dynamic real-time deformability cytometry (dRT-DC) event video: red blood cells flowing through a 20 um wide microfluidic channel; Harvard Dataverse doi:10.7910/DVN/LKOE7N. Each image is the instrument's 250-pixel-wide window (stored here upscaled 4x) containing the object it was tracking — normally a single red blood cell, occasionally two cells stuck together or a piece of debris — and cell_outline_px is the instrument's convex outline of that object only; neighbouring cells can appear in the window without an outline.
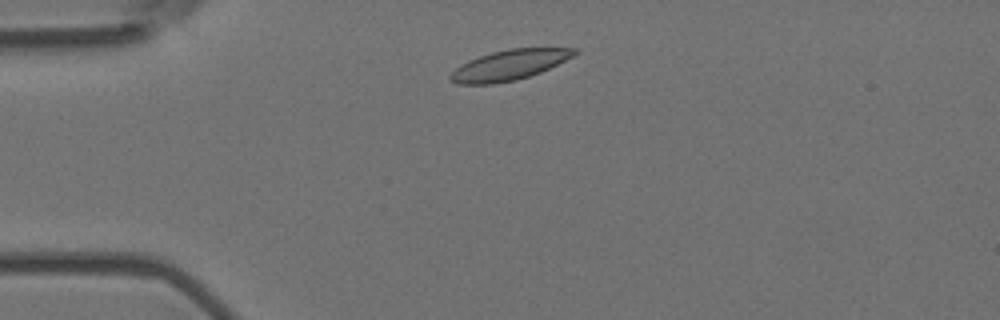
{"species": "Egyptian fruit bat (a non-hibernating species)", "species_latin": "Rousettus aegyptiacus", "temperature_condition": "room temperature", "stored_images_in_passage": 2, "camera_frame_rate_fps": 3000, "um_per_image_px": 0.085, "animal": {"sex": "female"}, "frame": {"image": 1, "passage_image": 2, "time_ms": 0.333, "image_size_px": [1000, 320], "cell_outline_px": [[580, 52], [540, 72], [516, 80], [492, 84], [456, 84], [448, 80], [448, 76], [460, 64], [468, 60], [492, 52], [508, 48], [576, 48]], "centroid_in_image_um": [43.23, 5.53], "position_along_channel_um": 41.8, "area_um2": 21.73}}